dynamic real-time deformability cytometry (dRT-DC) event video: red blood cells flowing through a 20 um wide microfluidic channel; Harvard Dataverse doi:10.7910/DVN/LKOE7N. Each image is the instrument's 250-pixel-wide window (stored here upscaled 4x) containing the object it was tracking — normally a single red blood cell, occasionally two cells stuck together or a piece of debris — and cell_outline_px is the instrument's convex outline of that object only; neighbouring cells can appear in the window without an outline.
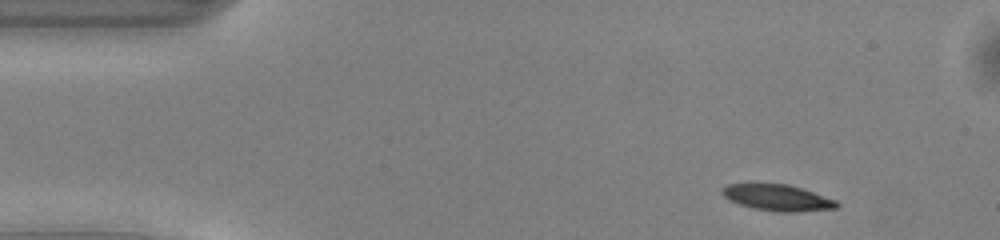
{"species": "common noctule bat (a hibernating species)", "species_latin": "Nyctalus noctula", "temperature_condition": "warm", "stored_images_in_passage": 48, "camera_frame_rate_fps": 3000, "um_per_image_px": 0.085, "animal": {"sex": "male", "body_mass_g": 13.0, "forearm_length_mm": 53.1}, "frame": {"image": 1, "passage_image": 4, "time_ms": 1.0, "image_size_px": [1000, 240], "cell_outline_px": [[840, 204], [836, 208], [796, 212], [776, 212], [752, 208], [728, 200], [720, 192], [720, 188], [728, 184], [788, 184], [836, 200]], "centroid_in_image_um": [66.05, 16.81], "position_along_channel_um": 19.0, "area_um2": 17.46}}
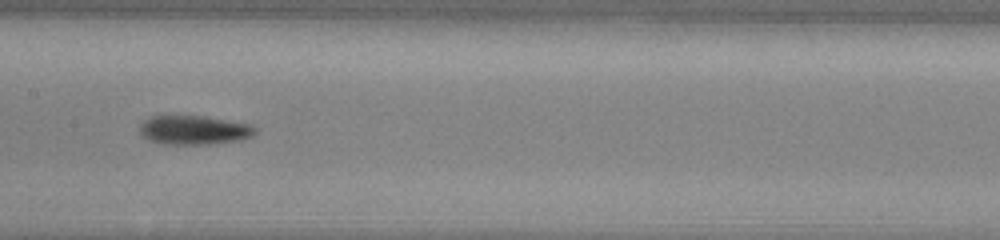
{"frame": {"image": 2, "passage_image": 23, "time_ms": 7.333, "image_size_px": [1000, 240], "cell_outline_px": [[256, 132], [252, 136], [244, 140], [216, 144], [160, 144], [148, 140], [140, 136], [140, 124], [148, 116], [160, 112], [204, 116], [252, 124], [256, 128]], "centroid_in_image_um": [16.42, 11.01], "position_along_channel_um": 191.0, "area_um2": 20.81}}
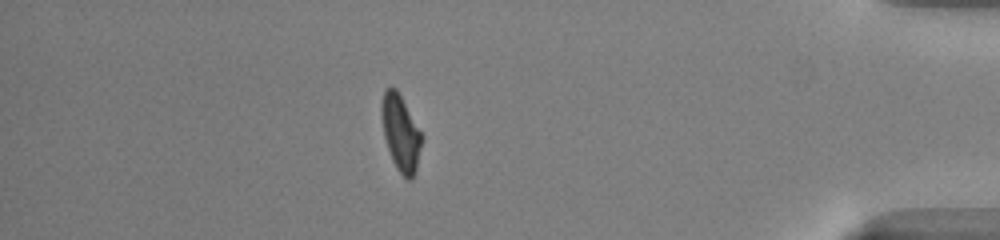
{"frame": {"image": 3, "passage_image": 42, "time_ms": 13.667, "image_size_px": [1000, 240], "cell_outline_px": [[424, 140], [416, 168], [412, 180], [408, 180], [396, 168], [392, 160], [384, 136], [380, 112], [380, 104], [384, 88], [396, 88], [424, 136]], "centroid_in_image_um": [34.06, 11.29], "position_along_channel_um": 401.1, "area_um2": 18.03}, "authors_computed_cell_mechanics": {"area_um2": 18.4093, "velocity_mm_per_s": 4.0629, "shape_relaxation_time_tau1_ms": 3.2671, "shape_relaxation_time_tau2_ms": 5.186, "deformation_change_tau1": 0.1353, "deformation_change_tau2": 0.1367}}